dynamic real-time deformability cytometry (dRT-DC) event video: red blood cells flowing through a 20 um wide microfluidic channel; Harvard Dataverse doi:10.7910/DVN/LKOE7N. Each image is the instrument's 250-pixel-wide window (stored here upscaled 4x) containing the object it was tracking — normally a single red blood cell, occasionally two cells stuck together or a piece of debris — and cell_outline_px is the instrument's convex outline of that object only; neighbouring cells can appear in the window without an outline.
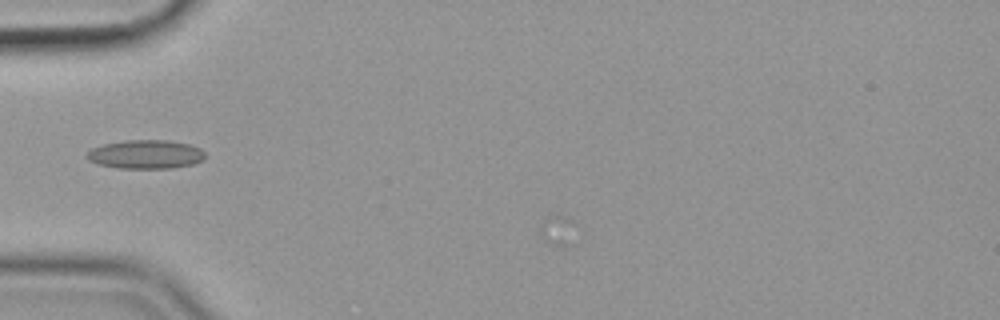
{"species": "common noctule bat (a hibernating species)", "species_latin": "Nyctalus noctula", "temperature_condition": "cold", "stored_images_in_passage": 3, "camera_frame_rate_fps": 3000, "um_per_image_px": 0.085, "animal": {"sex": "female", "body_mass_g": 19.9}, "frame": {"image": 1, "passage_image": 1, "time_ms": 0.0, "image_size_px": [1000, 320], "cell_outline_px": [[204, 160], [192, 164], [172, 168], [116, 168], [100, 164], [88, 160], [88, 152], [92, 148], [104, 144], [124, 140], [168, 140], [188, 144], [200, 148], [204, 152]], "centroid_in_image_um": [12.4, 13.12], "position_along_channel_um": 72.6, "area_um2": 19.71}}